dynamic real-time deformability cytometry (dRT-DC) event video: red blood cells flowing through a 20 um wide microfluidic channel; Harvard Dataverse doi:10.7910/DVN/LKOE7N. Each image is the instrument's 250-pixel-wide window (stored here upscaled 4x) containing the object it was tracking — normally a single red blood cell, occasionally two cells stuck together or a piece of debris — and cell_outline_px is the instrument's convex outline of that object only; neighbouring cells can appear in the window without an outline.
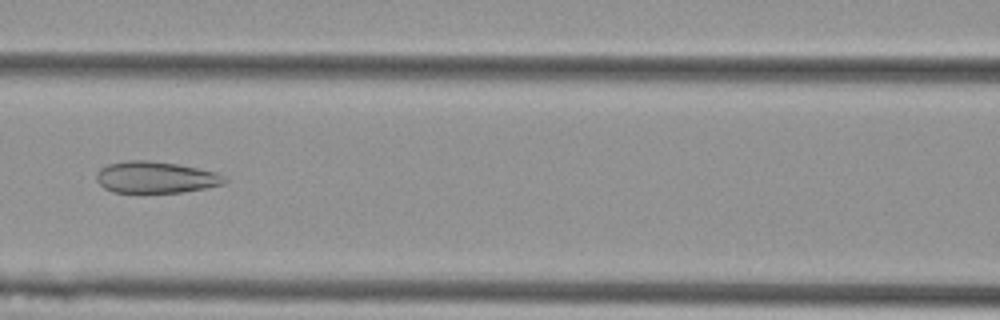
{"species": "Egyptian fruit bat (a non-hibernating species)", "species_latin": "Rousettus aegyptiacus", "temperature_condition": "cold", "stored_images_in_passage": 35, "camera_frame_rate_fps": 3000, "um_per_image_px": 0.085, "animal": {"sex": "female"}, "frame": {"image": 1, "passage_image": 12, "time_ms": 3.667, "image_size_px": [1000, 320], "cell_outline_px": [[228, 180], [224, 184], [204, 188], [180, 192], [112, 192], [104, 188], [96, 180], [96, 172], [100, 168], [108, 164], [128, 160], [148, 160], [176, 164], [216, 172], [224, 176]], "centroid_in_image_um": [13.2, 15.07], "position_along_channel_um": 153.4, "area_um2": 23.47}}
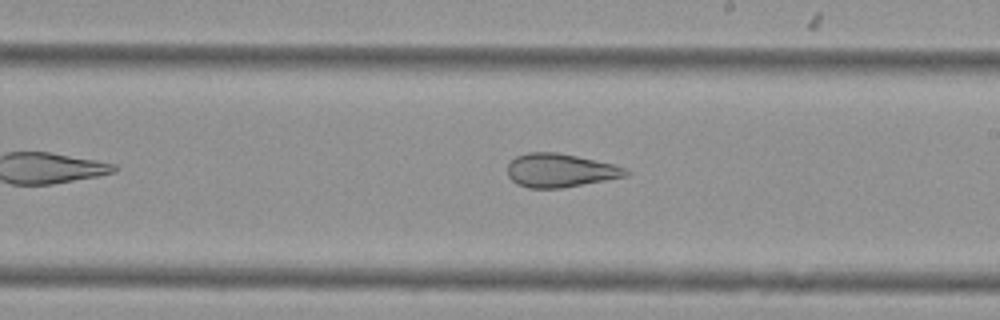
{"frame": {"image": 2, "passage_image": 19, "time_ms": 6.0, "image_size_px": [1000, 320], "cell_outline_px": [[632, 172], [628, 176], [560, 188], [528, 188], [516, 184], [508, 176], [508, 164], [516, 156], [528, 152], [556, 152], [576, 156], [612, 164], [624, 168]], "centroid_in_image_um": [47.59, 14.49], "position_along_channel_um": 241.4, "area_um2": 23.0}}
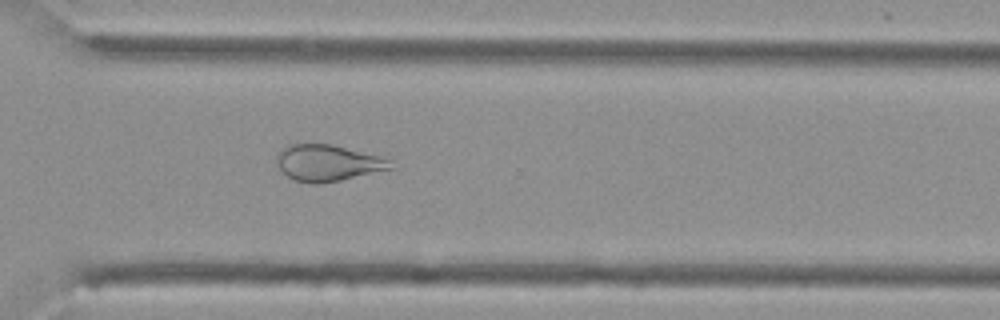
{"frame": {"image": 3, "passage_image": 27, "time_ms": 8.667, "image_size_px": [1000, 320], "cell_outline_px": [[400, 168], [320, 184], [312, 184], [292, 180], [280, 168], [276, 156], [280, 148], [288, 144], [332, 144], [380, 156], [392, 160]], "centroid_in_image_um": [27.95, 13.85], "position_along_channel_um": 342.7, "area_um2": 24.62}, "authors_computed_cell_mechanics": {"area_um2": 24.9118, "velocity_mm_per_s": 3.7873, "shape_relaxation_time_tau1_ms": null, "shape_relaxation_time_tau2_ms": 2.2363, "deformation_change_tau1": null, "deformation_change_tau2": 0.1053}}